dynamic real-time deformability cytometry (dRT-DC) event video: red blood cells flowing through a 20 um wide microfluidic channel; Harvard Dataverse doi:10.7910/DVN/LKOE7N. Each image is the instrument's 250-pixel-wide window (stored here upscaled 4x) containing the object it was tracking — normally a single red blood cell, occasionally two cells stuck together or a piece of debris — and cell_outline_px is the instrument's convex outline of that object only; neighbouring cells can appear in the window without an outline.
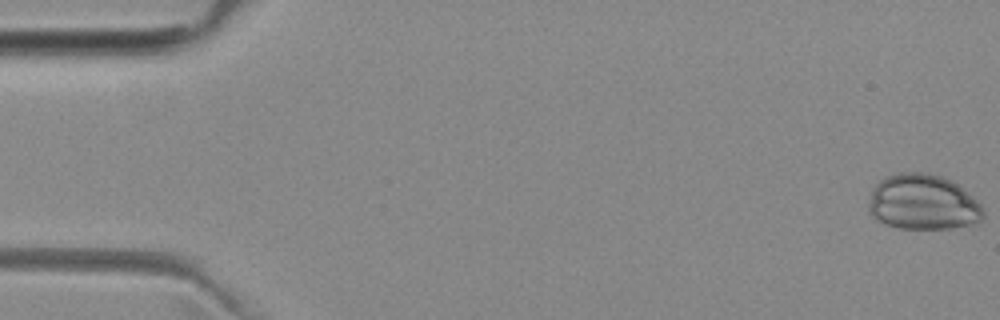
{"species": "common noctule bat (a hibernating species)", "species_latin": "Nyctalus noctula", "temperature_condition": "room temperature", "stored_images_in_passage": 50, "camera_frame_rate_fps": 3000, "um_per_image_px": 0.085, "animal": {"sex": "female", "body_mass_g": 29.2, "forearm_length_mm": 56.3}, "frame": {"image": 1, "passage_image": 1, "time_ms": 0.0, "image_size_px": [1000, 320], "cell_outline_px": [[984, 216], [980, 220], [968, 224], [948, 228], [900, 228], [888, 224], [880, 220], [868, 212], [868, 204], [872, 192], [876, 184], [884, 176], [896, 172], [928, 172], [940, 176], [956, 184], [972, 196], [980, 204], [984, 212]], "centroid_in_image_um": [78.42, 17.16], "position_along_channel_um": 6.6, "area_um2": 36.59}}
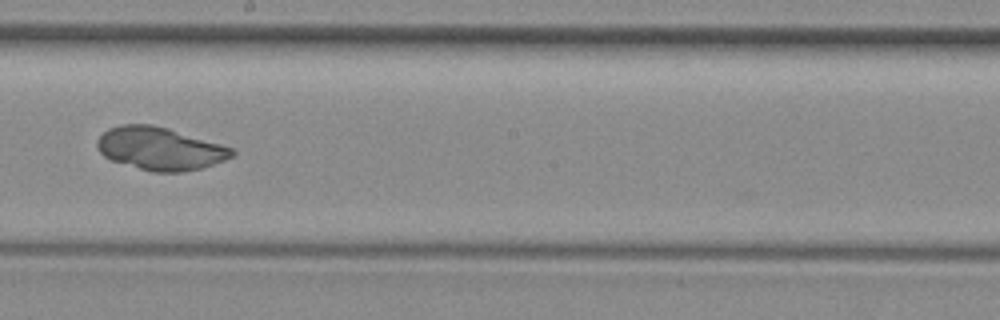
{"frame": {"image": 2, "passage_image": 29, "time_ms": 9.333, "image_size_px": [1000, 320], "cell_outline_px": [[236, 152], [232, 156], [224, 160], [204, 168], [180, 172], [152, 172], [112, 160], [104, 156], [96, 148], [96, 140], [108, 128], [120, 124], [152, 124], [168, 128], [220, 144], [232, 148]], "centroid_in_image_um": [13.58, 12.63], "position_along_channel_um": 234.6, "area_um2": 33.58}}
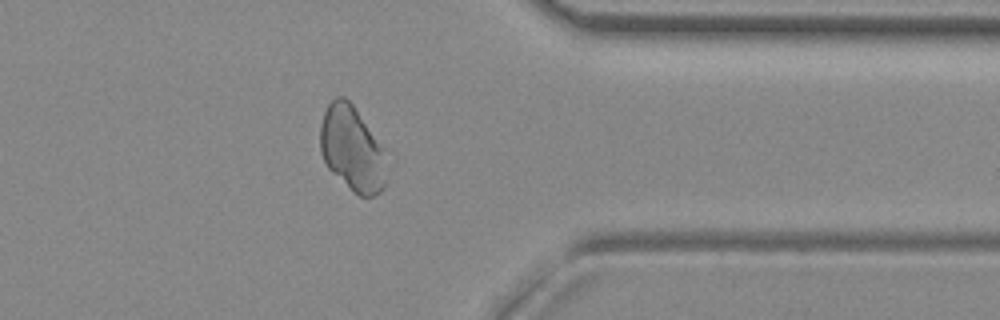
{"frame": {"image": 3, "passage_image": 41, "time_ms": 13.333, "image_size_px": [1000, 320], "cell_outline_px": [[384, 188], [380, 192], [372, 196], [360, 196], [352, 192], [328, 168], [320, 152], [320, 124], [324, 112], [328, 104], [336, 96], [344, 96], [352, 104], [380, 148], [384, 184]], "centroid_in_image_um": [29.81, 12.65], "position_along_channel_um": 381.6, "area_um2": 31.44}}